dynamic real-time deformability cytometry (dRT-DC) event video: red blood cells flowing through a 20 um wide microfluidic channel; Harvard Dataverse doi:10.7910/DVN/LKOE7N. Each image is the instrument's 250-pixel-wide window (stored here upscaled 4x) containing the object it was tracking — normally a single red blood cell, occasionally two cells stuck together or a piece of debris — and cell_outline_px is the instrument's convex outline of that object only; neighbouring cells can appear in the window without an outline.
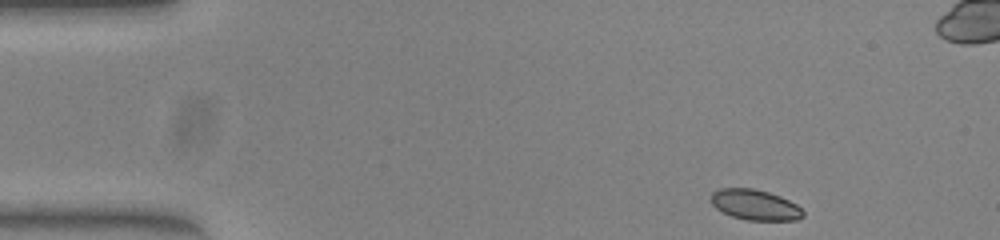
{"species": "common noctule bat (a hibernating species)", "species_latin": "Nyctalus noctula", "temperature_condition": "warm", "stored_images_in_passage": 47, "camera_frame_rate_fps": 3000, "um_per_image_px": 0.085, "animal": {"sex": "female", "body_mass_g": 23.0, "forearm_length_mm": 53.4}, "frame": {"image": 1, "passage_image": 1, "time_ms": 0.0, "image_size_px": [1000, 240], "cell_outline_px": [[804, 216], [796, 220], [748, 220], [732, 216], [716, 208], [712, 204], [712, 192], [720, 188], [752, 188], [768, 192], [780, 196], [796, 204], [804, 212]], "centroid_in_image_um": [64.19, 17.41], "position_along_channel_um": 20.8, "area_um2": 16.18}}
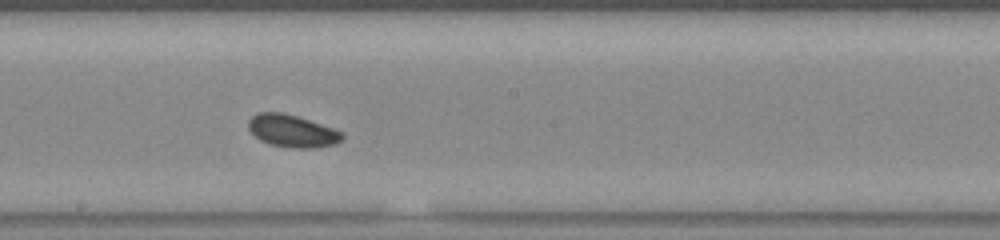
{"frame": {"image": 2, "passage_image": 23, "time_ms": 7.333, "image_size_px": [1000, 240], "cell_outline_px": [[344, 136], [336, 144], [316, 148], [288, 148], [268, 144], [260, 140], [248, 128], [248, 120], [252, 116], [260, 112], [280, 112], [296, 116], [332, 128], [340, 132]], "centroid_in_image_um": [24.8, 11.15], "position_along_channel_um": 223.4, "area_um2": 17.57}}
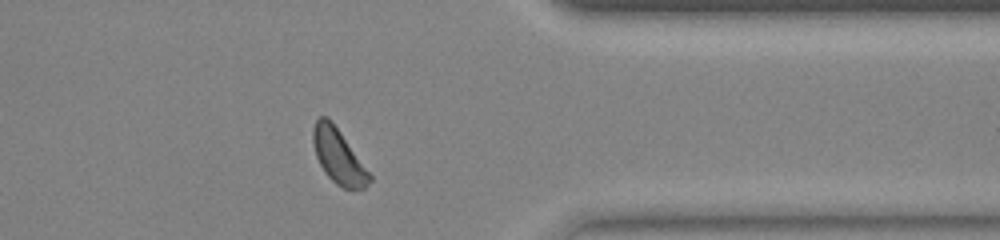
{"frame": {"image": 3, "passage_image": 36, "time_ms": 11.667, "image_size_px": [1000, 240], "cell_outline_px": [[372, 180], [364, 188], [344, 188], [336, 184], [324, 172], [316, 156], [312, 140], [312, 128], [316, 120], [320, 116], [328, 116], [332, 120], [372, 176]], "centroid_in_image_um": [28.74, 13.25], "position_along_channel_um": 382.7, "area_um2": 17.86}}